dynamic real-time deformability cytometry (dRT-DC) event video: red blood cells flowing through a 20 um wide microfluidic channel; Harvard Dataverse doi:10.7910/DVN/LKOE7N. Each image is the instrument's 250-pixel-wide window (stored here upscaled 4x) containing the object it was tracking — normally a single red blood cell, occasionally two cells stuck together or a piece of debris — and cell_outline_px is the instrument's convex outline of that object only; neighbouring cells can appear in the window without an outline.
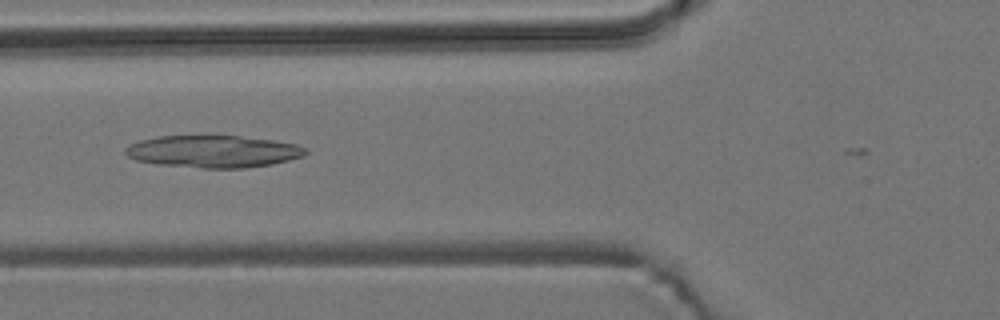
{"species": "common noctule bat (a hibernating species)", "species_latin": "Nyctalus noctula", "temperature_condition": "room temperature", "stored_images_in_passage": 7, "camera_frame_rate_fps": 3000, "um_per_image_px": 0.085, "animal": {"sex": "male", "body_mass_g": 19.2, "forearm_length_mm": 51.8}, "frame": {"image": 1, "passage_image": 5, "time_ms": 4.667, "image_size_px": [1000, 320], "cell_outline_px": [[308, 152], [304, 156], [272, 164], [244, 168], [204, 168], [160, 164], [136, 160], [128, 156], [124, 152], [124, 148], [140, 140], [156, 136], [240, 136], [272, 140], [296, 144], [308, 148]], "centroid_in_image_um": [18.15, 12.87], "position_along_channel_um": 107.6, "area_um2": 33.7}}
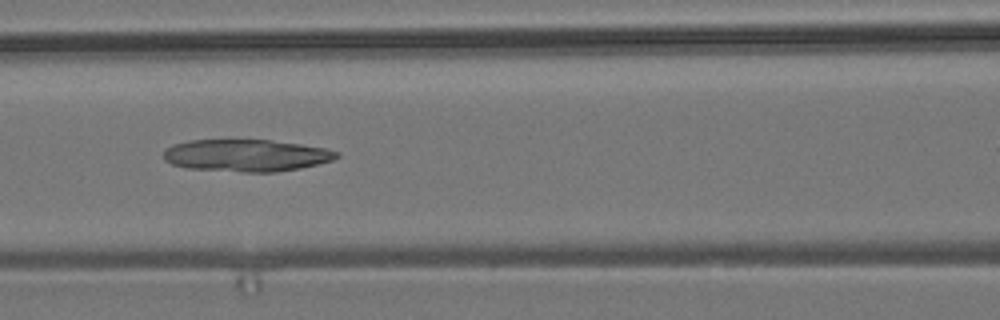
{"frame": {"image": 2, "passage_image": 6, "time_ms": 5.667, "image_size_px": [1000, 320], "cell_outline_px": [[340, 156], [332, 160], [300, 168], [276, 172], [244, 172], [188, 168], [172, 164], [164, 160], [164, 148], [172, 144], [188, 140], [272, 140], [300, 144], [324, 148], [340, 152]], "centroid_in_image_um": [20.91, 13.2], "position_along_channel_um": 145.7, "area_um2": 32.43}}
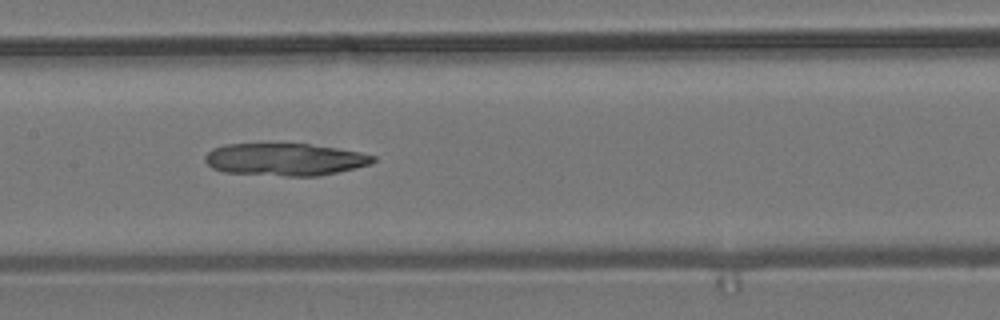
{"frame": {"image": 3, "passage_image": 7, "time_ms": 6.667, "image_size_px": [1000, 320], "cell_outline_px": [[376, 160], [372, 164], [356, 168], [316, 176], [284, 176], [224, 172], [212, 168], [204, 160], [204, 156], [212, 148], [224, 144], [308, 144], [336, 148], [360, 152], [376, 156]], "centroid_in_image_um": [24.21, 13.55], "position_along_channel_um": 183.2, "area_um2": 31.73}}